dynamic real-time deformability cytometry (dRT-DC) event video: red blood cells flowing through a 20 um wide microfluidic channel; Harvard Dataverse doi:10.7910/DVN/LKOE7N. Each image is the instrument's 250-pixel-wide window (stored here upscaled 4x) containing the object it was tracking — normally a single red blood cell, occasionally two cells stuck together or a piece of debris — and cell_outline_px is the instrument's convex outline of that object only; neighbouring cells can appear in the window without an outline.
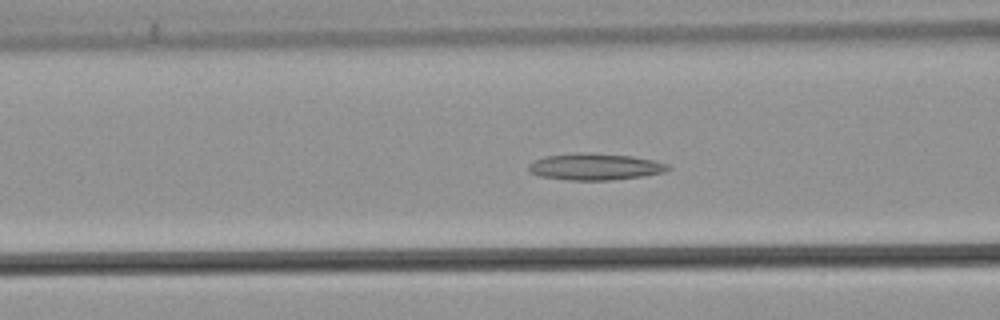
{"species": "common noctule bat (a hibernating species)", "species_latin": "Nyctalus noctula", "temperature_condition": "warm", "stored_images_in_passage": 55, "camera_frame_rate_fps": 3000, "um_per_image_px": 0.085, "animal": {"sex": "male", "body_mass_g": 21.5, "forearm_length_mm": 52.0}, "frame": {"image": 1, "passage_image": 22, "time_ms": 7.0, "image_size_px": [1000, 320], "cell_outline_px": [[672, 168], [664, 172], [644, 176], [612, 180], [568, 180], [540, 176], [528, 172], [528, 164], [544, 156], [580, 152], [584, 152], [632, 156], [652, 160], [668, 164]], "centroid_in_image_um": [50.57, 14.17], "position_along_channel_um": 116.0, "area_um2": 21.73}}
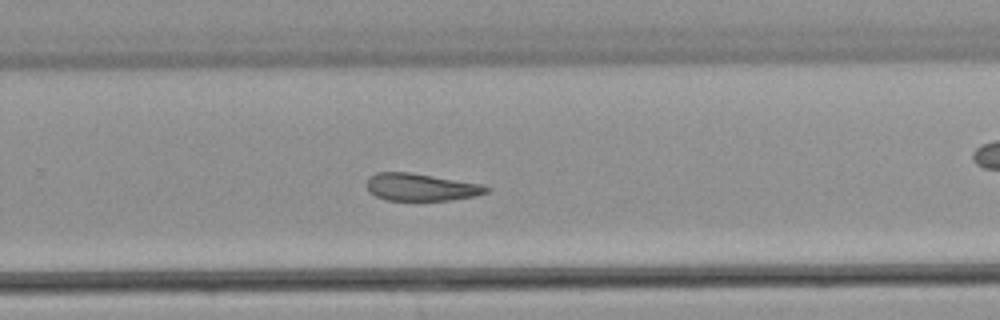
{"frame": {"image": 2, "passage_image": 36, "time_ms": 11.667, "image_size_px": [1000, 320], "cell_outline_px": [[488, 192], [476, 196], [448, 200], [384, 200], [368, 192], [368, 176], [376, 172], [408, 172], [480, 184], [488, 188]], "centroid_in_image_um": [35.73, 15.91], "position_along_channel_um": 294.1, "area_um2": 18.84}}
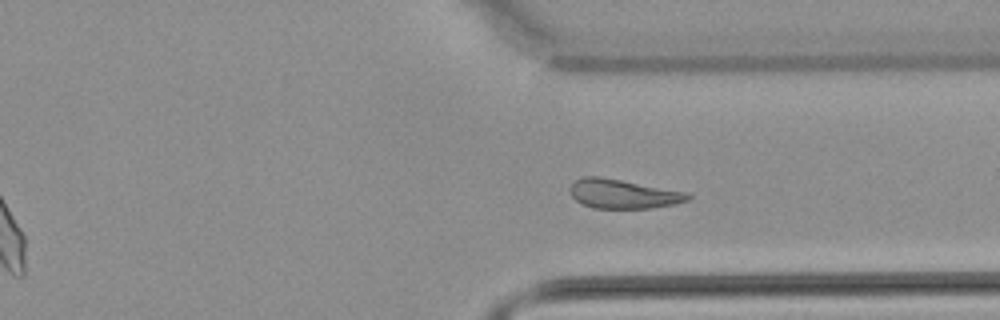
{"frame": {"image": 3, "passage_image": 41, "time_ms": 13.333, "image_size_px": [1000, 320], "cell_outline_px": [[692, 196], [688, 200], [672, 204], [652, 208], [592, 208], [580, 204], [572, 196], [572, 184], [576, 180], [584, 176], [600, 176], [684, 192]], "centroid_in_image_um": [52.92, 16.49], "position_along_channel_um": 358.5, "area_um2": 19.65}}